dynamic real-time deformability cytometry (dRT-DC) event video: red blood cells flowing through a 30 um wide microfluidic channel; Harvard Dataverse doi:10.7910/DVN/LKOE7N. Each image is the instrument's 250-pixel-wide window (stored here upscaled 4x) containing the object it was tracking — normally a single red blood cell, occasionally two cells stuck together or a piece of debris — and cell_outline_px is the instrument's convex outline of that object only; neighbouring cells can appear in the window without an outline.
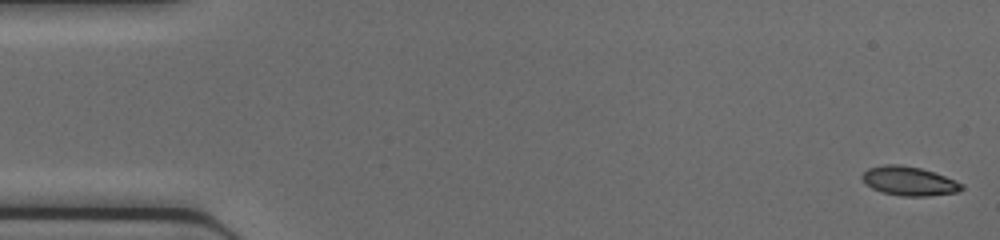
{"species": "common noctule bat (a hibernating species)", "species_latin": "Nyctalus noctula", "temperature_condition": "cold", "stored_images_in_passage": 46, "camera_frame_rate_fps": 3000, "um_per_image_px": 0.085, "animal": {"sex": "female", "body_mass_g": 17.0, "forearm_length_mm": 48.0}, "frame": {"image": 1, "passage_image": 1, "time_ms": 0.0, "image_size_px": [1000, 240], "cell_outline_px": [[964, 188], [956, 192], [928, 196], [900, 196], [880, 192], [872, 188], [860, 176], [868, 168], [884, 164], [900, 164], [920, 168], [956, 180], [964, 184]], "centroid_in_image_um": [77.27, 15.39], "position_along_channel_um": 7.7, "area_um2": 16.82}}
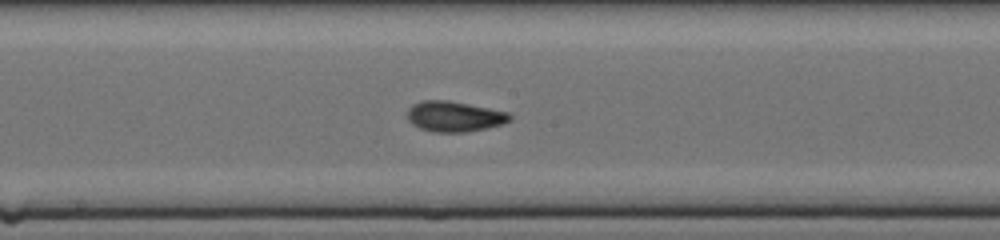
{"frame": {"image": 2, "passage_image": 24, "time_ms": 7.667, "image_size_px": [1000, 240], "cell_outline_px": [[512, 120], [504, 124], [488, 128], [468, 132], [436, 132], [420, 128], [412, 124], [408, 120], [408, 108], [412, 104], [424, 100], [448, 100], [508, 112], [512, 116]], "centroid_in_image_um": [38.64, 9.9], "position_along_channel_um": 209.6, "area_um2": 18.26}}
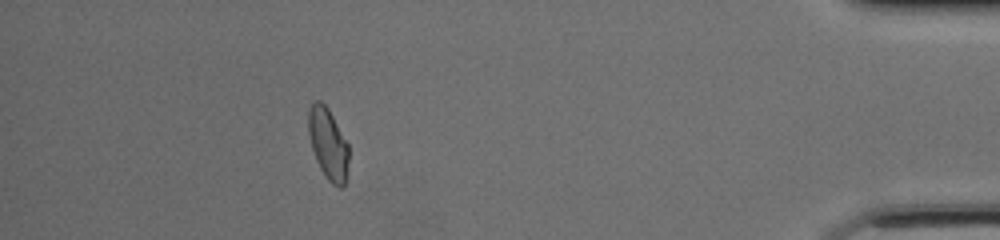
{"frame": {"image": 3, "passage_image": 41, "time_ms": 13.333, "image_size_px": [1000, 240], "cell_outline_px": [[348, 176], [344, 188], [336, 188], [324, 176], [316, 160], [312, 148], [308, 132], [308, 112], [312, 104], [316, 100], [320, 100], [328, 108], [348, 144]], "centroid_in_image_um": [27.91, 12.29], "position_along_channel_um": 407.3, "area_um2": 16.94}}